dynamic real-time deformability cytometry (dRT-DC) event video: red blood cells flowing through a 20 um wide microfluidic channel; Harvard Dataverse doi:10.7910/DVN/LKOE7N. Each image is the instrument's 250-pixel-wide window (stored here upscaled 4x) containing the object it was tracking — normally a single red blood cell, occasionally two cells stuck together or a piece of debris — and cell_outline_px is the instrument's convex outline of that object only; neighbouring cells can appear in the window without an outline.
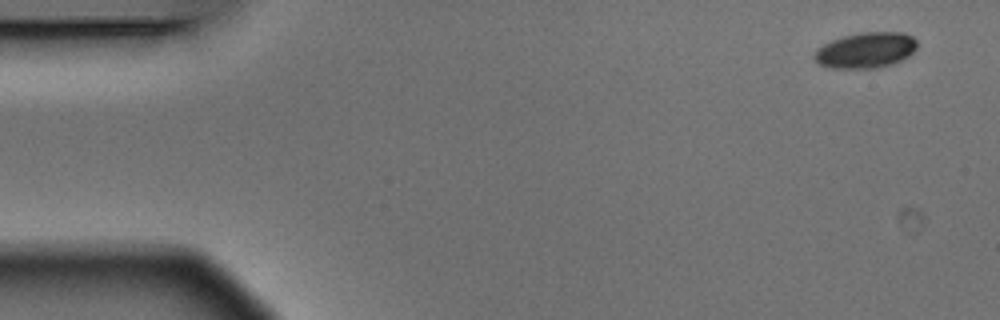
{"species": "Egyptian fruit bat (a non-hibernating species)", "species_latin": "Rousettus aegyptiacus", "temperature_condition": "warm", "stored_images_in_passage": 5, "camera_frame_rate_fps": 3000, "um_per_image_px": 0.085, "animal": {"sex": "male"}, "frame": {"image": 1, "passage_image": 1, "time_ms": 0.0, "image_size_px": [1000, 320], "cell_outline_px": [[916, 48], [908, 56], [900, 60], [888, 64], [872, 68], [828, 68], [820, 64], [812, 56], [816, 48], [832, 40], [844, 36], [860, 32], [904, 32], [912, 36], [916, 40]], "centroid_in_image_um": [73.55, 4.25], "position_along_channel_um": 11.4, "area_um2": 21.21}}
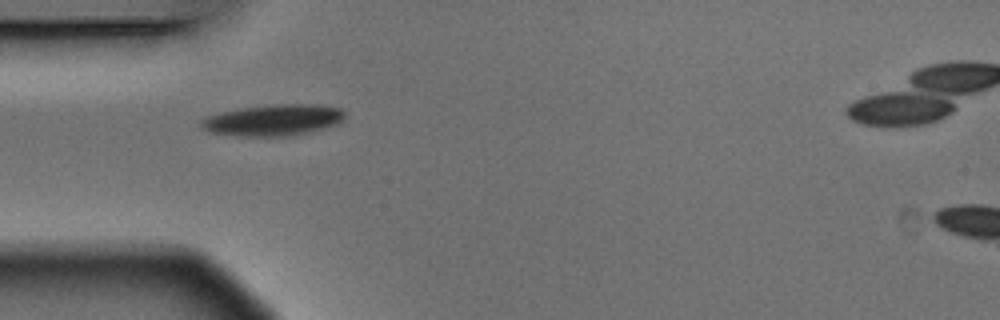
{"frame": {"image": 2, "passage_image": 5, "time_ms": 1.333, "image_size_px": [1000, 320], "cell_outline_px": [[344, 116], [340, 124], [312, 132], [292, 136], [236, 136], [208, 132], [200, 128], [200, 120], [208, 116], [220, 112], [240, 108], [280, 104], [312, 104], [340, 108], [344, 112]], "centroid_in_image_um": [23.22, 10.22], "position_along_channel_um": 61.8, "area_um2": 26.47}}